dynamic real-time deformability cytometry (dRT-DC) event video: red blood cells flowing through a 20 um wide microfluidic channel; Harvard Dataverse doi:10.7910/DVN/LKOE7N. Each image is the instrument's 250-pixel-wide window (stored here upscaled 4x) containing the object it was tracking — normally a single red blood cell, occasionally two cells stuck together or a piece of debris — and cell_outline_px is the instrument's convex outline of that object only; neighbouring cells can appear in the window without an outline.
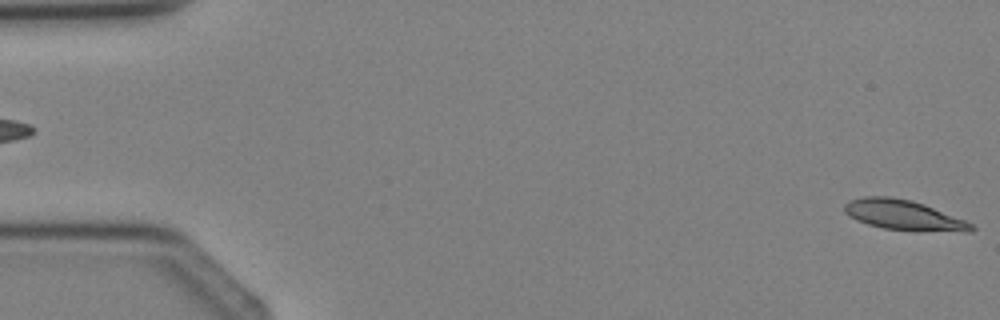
{"species": "Egyptian fruit bat (a non-hibernating species)", "species_latin": "Rousettus aegyptiacus", "temperature_condition": "cold", "stored_images_in_passage": 4, "segment_of_instrument_passage": [2, 2], "camera_frame_rate_fps": 3000, "um_per_image_px": 0.085, "animal": {"sex": "female"}, "frame": {"image": 1, "passage_image": 4, "time_ms": 4.333, "image_size_px": [1000, 320], "cell_outline_px": [[976, 228], [972, 232], [964, 232], [884, 228], [868, 224], [856, 220], [848, 216], [844, 212], [844, 204], [852, 200], [864, 196], [888, 196], [912, 200], [924, 204], [964, 220], [972, 224]], "centroid_in_image_um": [76.79, 18.27], "position_along_channel_um": 8.2, "area_um2": 21.85}}